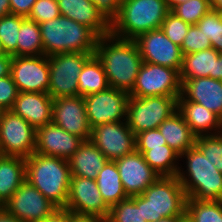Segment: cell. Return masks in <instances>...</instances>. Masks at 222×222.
I'll use <instances>...</instances> for the list:
<instances>
[{"label": "cell", "mask_w": 222, "mask_h": 222, "mask_svg": "<svg viewBox=\"0 0 222 222\" xmlns=\"http://www.w3.org/2000/svg\"><path fill=\"white\" fill-rule=\"evenodd\" d=\"M95 55L103 64L109 86L129 93L143 63L136 42L112 34L101 36Z\"/></svg>", "instance_id": "cell-1"}, {"label": "cell", "mask_w": 222, "mask_h": 222, "mask_svg": "<svg viewBox=\"0 0 222 222\" xmlns=\"http://www.w3.org/2000/svg\"><path fill=\"white\" fill-rule=\"evenodd\" d=\"M25 163L26 180L58 208H65L71 181L68 160L35 152Z\"/></svg>", "instance_id": "cell-2"}, {"label": "cell", "mask_w": 222, "mask_h": 222, "mask_svg": "<svg viewBox=\"0 0 222 222\" xmlns=\"http://www.w3.org/2000/svg\"><path fill=\"white\" fill-rule=\"evenodd\" d=\"M40 25L44 54L95 53L99 36L89 27L65 16Z\"/></svg>", "instance_id": "cell-3"}, {"label": "cell", "mask_w": 222, "mask_h": 222, "mask_svg": "<svg viewBox=\"0 0 222 222\" xmlns=\"http://www.w3.org/2000/svg\"><path fill=\"white\" fill-rule=\"evenodd\" d=\"M169 12L165 0H122L118 15L111 21V34L134 40L140 34L160 29Z\"/></svg>", "instance_id": "cell-4"}, {"label": "cell", "mask_w": 222, "mask_h": 222, "mask_svg": "<svg viewBox=\"0 0 222 222\" xmlns=\"http://www.w3.org/2000/svg\"><path fill=\"white\" fill-rule=\"evenodd\" d=\"M186 160V170L180 167L177 178L187 198L222 200V173L196 147L180 155Z\"/></svg>", "instance_id": "cell-5"}, {"label": "cell", "mask_w": 222, "mask_h": 222, "mask_svg": "<svg viewBox=\"0 0 222 222\" xmlns=\"http://www.w3.org/2000/svg\"><path fill=\"white\" fill-rule=\"evenodd\" d=\"M187 196L177 176H160L142 192V214L146 222L163 217H185Z\"/></svg>", "instance_id": "cell-6"}, {"label": "cell", "mask_w": 222, "mask_h": 222, "mask_svg": "<svg viewBox=\"0 0 222 222\" xmlns=\"http://www.w3.org/2000/svg\"><path fill=\"white\" fill-rule=\"evenodd\" d=\"M179 96H130L127 105V124L135 136L156 129L177 110Z\"/></svg>", "instance_id": "cell-7"}, {"label": "cell", "mask_w": 222, "mask_h": 222, "mask_svg": "<svg viewBox=\"0 0 222 222\" xmlns=\"http://www.w3.org/2000/svg\"><path fill=\"white\" fill-rule=\"evenodd\" d=\"M95 53H60L48 56V94L54 98L78 96V77Z\"/></svg>", "instance_id": "cell-8"}, {"label": "cell", "mask_w": 222, "mask_h": 222, "mask_svg": "<svg viewBox=\"0 0 222 222\" xmlns=\"http://www.w3.org/2000/svg\"><path fill=\"white\" fill-rule=\"evenodd\" d=\"M182 82L180 72L167 66L143 62L130 96H180Z\"/></svg>", "instance_id": "cell-9"}, {"label": "cell", "mask_w": 222, "mask_h": 222, "mask_svg": "<svg viewBox=\"0 0 222 222\" xmlns=\"http://www.w3.org/2000/svg\"><path fill=\"white\" fill-rule=\"evenodd\" d=\"M36 129L11 110L0 118V151L2 155L28 158L35 153Z\"/></svg>", "instance_id": "cell-10"}, {"label": "cell", "mask_w": 222, "mask_h": 222, "mask_svg": "<svg viewBox=\"0 0 222 222\" xmlns=\"http://www.w3.org/2000/svg\"><path fill=\"white\" fill-rule=\"evenodd\" d=\"M130 95L127 91L108 87L102 92L84 97L87 119L93 127L127 120V105Z\"/></svg>", "instance_id": "cell-11"}, {"label": "cell", "mask_w": 222, "mask_h": 222, "mask_svg": "<svg viewBox=\"0 0 222 222\" xmlns=\"http://www.w3.org/2000/svg\"><path fill=\"white\" fill-rule=\"evenodd\" d=\"M22 222H38L53 214L58 207L25 180L2 206Z\"/></svg>", "instance_id": "cell-12"}, {"label": "cell", "mask_w": 222, "mask_h": 222, "mask_svg": "<svg viewBox=\"0 0 222 222\" xmlns=\"http://www.w3.org/2000/svg\"><path fill=\"white\" fill-rule=\"evenodd\" d=\"M90 140L111 161L136 150L135 134L126 120L93 127Z\"/></svg>", "instance_id": "cell-13"}, {"label": "cell", "mask_w": 222, "mask_h": 222, "mask_svg": "<svg viewBox=\"0 0 222 222\" xmlns=\"http://www.w3.org/2000/svg\"><path fill=\"white\" fill-rule=\"evenodd\" d=\"M11 76L19 92L48 93V56H12Z\"/></svg>", "instance_id": "cell-14"}, {"label": "cell", "mask_w": 222, "mask_h": 222, "mask_svg": "<svg viewBox=\"0 0 222 222\" xmlns=\"http://www.w3.org/2000/svg\"><path fill=\"white\" fill-rule=\"evenodd\" d=\"M64 209L74 214L106 220L110 208L103 201L96 180L71 176L68 201Z\"/></svg>", "instance_id": "cell-15"}, {"label": "cell", "mask_w": 222, "mask_h": 222, "mask_svg": "<svg viewBox=\"0 0 222 222\" xmlns=\"http://www.w3.org/2000/svg\"><path fill=\"white\" fill-rule=\"evenodd\" d=\"M136 42L143 62L171 67L180 71L183 54L161 29L140 34Z\"/></svg>", "instance_id": "cell-16"}, {"label": "cell", "mask_w": 222, "mask_h": 222, "mask_svg": "<svg viewBox=\"0 0 222 222\" xmlns=\"http://www.w3.org/2000/svg\"><path fill=\"white\" fill-rule=\"evenodd\" d=\"M52 122L65 131L90 140L91 127L89 125L84 97H60L53 99Z\"/></svg>", "instance_id": "cell-17"}, {"label": "cell", "mask_w": 222, "mask_h": 222, "mask_svg": "<svg viewBox=\"0 0 222 222\" xmlns=\"http://www.w3.org/2000/svg\"><path fill=\"white\" fill-rule=\"evenodd\" d=\"M115 163L128 197L141 195L160 177L136 150L115 160Z\"/></svg>", "instance_id": "cell-18"}, {"label": "cell", "mask_w": 222, "mask_h": 222, "mask_svg": "<svg viewBox=\"0 0 222 222\" xmlns=\"http://www.w3.org/2000/svg\"><path fill=\"white\" fill-rule=\"evenodd\" d=\"M83 141L51 122L36 129L35 152L68 160Z\"/></svg>", "instance_id": "cell-19"}, {"label": "cell", "mask_w": 222, "mask_h": 222, "mask_svg": "<svg viewBox=\"0 0 222 222\" xmlns=\"http://www.w3.org/2000/svg\"><path fill=\"white\" fill-rule=\"evenodd\" d=\"M52 106L48 93L19 92L11 111L38 129L52 122Z\"/></svg>", "instance_id": "cell-20"}, {"label": "cell", "mask_w": 222, "mask_h": 222, "mask_svg": "<svg viewBox=\"0 0 222 222\" xmlns=\"http://www.w3.org/2000/svg\"><path fill=\"white\" fill-rule=\"evenodd\" d=\"M62 16L91 28L99 37L111 34V22L91 0H57Z\"/></svg>", "instance_id": "cell-21"}, {"label": "cell", "mask_w": 222, "mask_h": 222, "mask_svg": "<svg viewBox=\"0 0 222 222\" xmlns=\"http://www.w3.org/2000/svg\"><path fill=\"white\" fill-rule=\"evenodd\" d=\"M181 95L187 101L204 106L222 120V80L210 77L184 80Z\"/></svg>", "instance_id": "cell-22"}, {"label": "cell", "mask_w": 222, "mask_h": 222, "mask_svg": "<svg viewBox=\"0 0 222 222\" xmlns=\"http://www.w3.org/2000/svg\"><path fill=\"white\" fill-rule=\"evenodd\" d=\"M177 110L196 137L222 132V120L216 114L198 103L187 101L182 95L177 100Z\"/></svg>", "instance_id": "cell-23"}, {"label": "cell", "mask_w": 222, "mask_h": 222, "mask_svg": "<svg viewBox=\"0 0 222 222\" xmlns=\"http://www.w3.org/2000/svg\"><path fill=\"white\" fill-rule=\"evenodd\" d=\"M108 159L91 140H85L68 159L71 176L96 180Z\"/></svg>", "instance_id": "cell-24"}, {"label": "cell", "mask_w": 222, "mask_h": 222, "mask_svg": "<svg viewBox=\"0 0 222 222\" xmlns=\"http://www.w3.org/2000/svg\"><path fill=\"white\" fill-rule=\"evenodd\" d=\"M158 129L167 145L180 155L195 146L196 136L178 110L164 120Z\"/></svg>", "instance_id": "cell-25"}, {"label": "cell", "mask_w": 222, "mask_h": 222, "mask_svg": "<svg viewBox=\"0 0 222 222\" xmlns=\"http://www.w3.org/2000/svg\"><path fill=\"white\" fill-rule=\"evenodd\" d=\"M26 180L25 158L18 156H0V207L12 197Z\"/></svg>", "instance_id": "cell-26"}, {"label": "cell", "mask_w": 222, "mask_h": 222, "mask_svg": "<svg viewBox=\"0 0 222 222\" xmlns=\"http://www.w3.org/2000/svg\"><path fill=\"white\" fill-rule=\"evenodd\" d=\"M219 52L214 48L205 49L199 52L183 55L180 69V80L210 77L215 79L216 60Z\"/></svg>", "instance_id": "cell-27"}, {"label": "cell", "mask_w": 222, "mask_h": 222, "mask_svg": "<svg viewBox=\"0 0 222 222\" xmlns=\"http://www.w3.org/2000/svg\"><path fill=\"white\" fill-rule=\"evenodd\" d=\"M96 182L102 199L109 208L128 198L115 161L108 160L106 162L98 173Z\"/></svg>", "instance_id": "cell-28"}, {"label": "cell", "mask_w": 222, "mask_h": 222, "mask_svg": "<svg viewBox=\"0 0 222 222\" xmlns=\"http://www.w3.org/2000/svg\"><path fill=\"white\" fill-rule=\"evenodd\" d=\"M109 87L102 62L94 54L83 66L78 77V96L102 92Z\"/></svg>", "instance_id": "cell-29"}, {"label": "cell", "mask_w": 222, "mask_h": 222, "mask_svg": "<svg viewBox=\"0 0 222 222\" xmlns=\"http://www.w3.org/2000/svg\"><path fill=\"white\" fill-rule=\"evenodd\" d=\"M144 160L160 176H177L180 166V154L168 145L145 151ZM178 161V162H177Z\"/></svg>", "instance_id": "cell-30"}, {"label": "cell", "mask_w": 222, "mask_h": 222, "mask_svg": "<svg viewBox=\"0 0 222 222\" xmlns=\"http://www.w3.org/2000/svg\"><path fill=\"white\" fill-rule=\"evenodd\" d=\"M45 55L40 25L26 18L20 27L17 39V56Z\"/></svg>", "instance_id": "cell-31"}, {"label": "cell", "mask_w": 222, "mask_h": 222, "mask_svg": "<svg viewBox=\"0 0 222 222\" xmlns=\"http://www.w3.org/2000/svg\"><path fill=\"white\" fill-rule=\"evenodd\" d=\"M185 217L189 222H222V200L187 198Z\"/></svg>", "instance_id": "cell-32"}, {"label": "cell", "mask_w": 222, "mask_h": 222, "mask_svg": "<svg viewBox=\"0 0 222 222\" xmlns=\"http://www.w3.org/2000/svg\"><path fill=\"white\" fill-rule=\"evenodd\" d=\"M106 222H146L142 214V194L128 197L110 207Z\"/></svg>", "instance_id": "cell-33"}, {"label": "cell", "mask_w": 222, "mask_h": 222, "mask_svg": "<svg viewBox=\"0 0 222 222\" xmlns=\"http://www.w3.org/2000/svg\"><path fill=\"white\" fill-rule=\"evenodd\" d=\"M25 17L7 14L0 18V43L5 54L17 56V39Z\"/></svg>", "instance_id": "cell-34"}, {"label": "cell", "mask_w": 222, "mask_h": 222, "mask_svg": "<svg viewBox=\"0 0 222 222\" xmlns=\"http://www.w3.org/2000/svg\"><path fill=\"white\" fill-rule=\"evenodd\" d=\"M195 146L222 173V132L196 137Z\"/></svg>", "instance_id": "cell-35"}, {"label": "cell", "mask_w": 222, "mask_h": 222, "mask_svg": "<svg viewBox=\"0 0 222 222\" xmlns=\"http://www.w3.org/2000/svg\"><path fill=\"white\" fill-rule=\"evenodd\" d=\"M210 10L211 5L209 0H188L175 6L171 12L183 21L191 25H196Z\"/></svg>", "instance_id": "cell-36"}, {"label": "cell", "mask_w": 222, "mask_h": 222, "mask_svg": "<svg viewBox=\"0 0 222 222\" xmlns=\"http://www.w3.org/2000/svg\"><path fill=\"white\" fill-rule=\"evenodd\" d=\"M190 26L191 24L183 21L170 11L165 17L160 29L173 43L181 47Z\"/></svg>", "instance_id": "cell-37"}, {"label": "cell", "mask_w": 222, "mask_h": 222, "mask_svg": "<svg viewBox=\"0 0 222 222\" xmlns=\"http://www.w3.org/2000/svg\"><path fill=\"white\" fill-rule=\"evenodd\" d=\"M212 47L211 41L197 25H191L186 34L181 52L183 55L199 52Z\"/></svg>", "instance_id": "cell-38"}, {"label": "cell", "mask_w": 222, "mask_h": 222, "mask_svg": "<svg viewBox=\"0 0 222 222\" xmlns=\"http://www.w3.org/2000/svg\"><path fill=\"white\" fill-rule=\"evenodd\" d=\"M57 0H37L28 19L41 24L60 16Z\"/></svg>", "instance_id": "cell-39"}, {"label": "cell", "mask_w": 222, "mask_h": 222, "mask_svg": "<svg viewBox=\"0 0 222 222\" xmlns=\"http://www.w3.org/2000/svg\"><path fill=\"white\" fill-rule=\"evenodd\" d=\"M136 151L144 153L152 148H157L162 145H167L164 136L160 133L159 129H151L141 132L135 136Z\"/></svg>", "instance_id": "cell-40"}, {"label": "cell", "mask_w": 222, "mask_h": 222, "mask_svg": "<svg viewBox=\"0 0 222 222\" xmlns=\"http://www.w3.org/2000/svg\"><path fill=\"white\" fill-rule=\"evenodd\" d=\"M18 93V88L11 75L0 78V108L3 111L11 110Z\"/></svg>", "instance_id": "cell-41"}, {"label": "cell", "mask_w": 222, "mask_h": 222, "mask_svg": "<svg viewBox=\"0 0 222 222\" xmlns=\"http://www.w3.org/2000/svg\"><path fill=\"white\" fill-rule=\"evenodd\" d=\"M220 18L219 12L211 9L196 24L211 43L215 39L216 23Z\"/></svg>", "instance_id": "cell-42"}, {"label": "cell", "mask_w": 222, "mask_h": 222, "mask_svg": "<svg viewBox=\"0 0 222 222\" xmlns=\"http://www.w3.org/2000/svg\"><path fill=\"white\" fill-rule=\"evenodd\" d=\"M91 1L110 22L118 15L120 5L122 2V0H91Z\"/></svg>", "instance_id": "cell-43"}, {"label": "cell", "mask_w": 222, "mask_h": 222, "mask_svg": "<svg viewBox=\"0 0 222 222\" xmlns=\"http://www.w3.org/2000/svg\"><path fill=\"white\" fill-rule=\"evenodd\" d=\"M37 0H10V14L28 18Z\"/></svg>", "instance_id": "cell-44"}, {"label": "cell", "mask_w": 222, "mask_h": 222, "mask_svg": "<svg viewBox=\"0 0 222 222\" xmlns=\"http://www.w3.org/2000/svg\"><path fill=\"white\" fill-rule=\"evenodd\" d=\"M71 212L64 208H58L53 214L38 222H70Z\"/></svg>", "instance_id": "cell-45"}, {"label": "cell", "mask_w": 222, "mask_h": 222, "mask_svg": "<svg viewBox=\"0 0 222 222\" xmlns=\"http://www.w3.org/2000/svg\"><path fill=\"white\" fill-rule=\"evenodd\" d=\"M12 56L9 54L0 55V78L11 75Z\"/></svg>", "instance_id": "cell-46"}, {"label": "cell", "mask_w": 222, "mask_h": 222, "mask_svg": "<svg viewBox=\"0 0 222 222\" xmlns=\"http://www.w3.org/2000/svg\"><path fill=\"white\" fill-rule=\"evenodd\" d=\"M212 48L217 52L222 53V19L220 18L216 23L215 39L211 43Z\"/></svg>", "instance_id": "cell-47"}, {"label": "cell", "mask_w": 222, "mask_h": 222, "mask_svg": "<svg viewBox=\"0 0 222 222\" xmlns=\"http://www.w3.org/2000/svg\"><path fill=\"white\" fill-rule=\"evenodd\" d=\"M70 222H106V220L95 216L78 215L71 212Z\"/></svg>", "instance_id": "cell-48"}, {"label": "cell", "mask_w": 222, "mask_h": 222, "mask_svg": "<svg viewBox=\"0 0 222 222\" xmlns=\"http://www.w3.org/2000/svg\"><path fill=\"white\" fill-rule=\"evenodd\" d=\"M0 222H22L17 217L8 213L2 206L0 207Z\"/></svg>", "instance_id": "cell-49"}, {"label": "cell", "mask_w": 222, "mask_h": 222, "mask_svg": "<svg viewBox=\"0 0 222 222\" xmlns=\"http://www.w3.org/2000/svg\"><path fill=\"white\" fill-rule=\"evenodd\" d=\"M10 14V0H0V18Z\"/></svg>", "instance_id": "cell-50"}, {"label": "cell", "mask_w": 222, "mask_h": 222, "mask_svg": "<svg viewBox=\"0 0 222 222\" xmlns=\"http://www.w3.org/2000/svg\"><path fill=\"white\" fill-rule=\"evenodd\" d=\"M215 79L222 80V53L219 54L216 60Z\"/></svg>", "instance_id": "cell-51"}, {"label": "cell", "mask_w": 222, "mask_h": 222, "mask_svg": "<svg viewBox=\"0 0 222 222\" xmlns=\"http://www.w3.org/2000/svg\"><path fill=\"white\" fill-rule=\"evenodd\" d=\"M188 0H165L168 8L170 9V11L177 5L184 3Z\"/></svg>", "instance_id": "cell-52"}, {"label": "cell", "mask_w": 222, "mask_h": 222, "mask_svg": "<svg viewBox=\"0 0 222 222\" xmlns=\"http://www.w3.org/2000/svg\"><path fill=\"white\" fill-rule=\"evenodd\" d=\"M211 9L218 11L222 10V0H209Z\"/></svg>", "instance_id": "cell-53"}, {"label": "cell", "mask_w": 222, "mask_h": 222, "mask_svg": "<svg viewBox=\"0 0 222 222\" xmlns=\"http://www.w3.org/2000/svg\"><path fill=\"white\" fill-rule=\"evenodd\" d=\"M185 217H163L156 222H181Z\"/></svg>", "instance_id": "cell-54"}, {"label": "cell", "mask_w": 222, "mask_h": 222, "mask_svg": "<svg viewBox=\"0 0 222 222\" xmlns=\"http://www.w3.org/2000/svg\"><path fill=\"white\" fill-rule=\"evenodd\" d=\"M4 54H5V52L3 51L1 43H0V55H4Z\"/></svg>", "instance_id": "cell-55"}, {"label": "cell", "mask_w": 222, "mask_h": 222, "mask_svg": "<svg viewBox=\"0 0 222 222\" xmlns=\"http://www.w3.org/2000/svg\"><path fill=\"white\" fill-rule=\"evenodd\" d=\"M219 14H220V17L222 19V10H218Z\"/></svg>", "instance_id": "cell-56"}, {"label": "cell", "mask_w": 222, "mask_h": 222, "mask_svg": "<svg viewBox=\"0 0 222 222\" xmlns=\"http://www.w3.org/2000/svg\"><path fill=\"white\" fill-rule=\"evenodd\" d=\"M181 222H189V221H188L187 218L185 217Z\"/></svg>", "instance_id": "cell-57"}, {"label": "cell", "mask_w": 222, "mask_h": 222, "mask_svg": "<svg viewBox=\"0 0 222 222\" xmlns=\"http://www.w3.org/2000/svg\"><path fill=\"white\" fill-rule=\"evenodd\" d=\"M2 113H3V110L0 108V118H1Z\"/></svg>", "instance_id": "cell-58"}]
</instances>
